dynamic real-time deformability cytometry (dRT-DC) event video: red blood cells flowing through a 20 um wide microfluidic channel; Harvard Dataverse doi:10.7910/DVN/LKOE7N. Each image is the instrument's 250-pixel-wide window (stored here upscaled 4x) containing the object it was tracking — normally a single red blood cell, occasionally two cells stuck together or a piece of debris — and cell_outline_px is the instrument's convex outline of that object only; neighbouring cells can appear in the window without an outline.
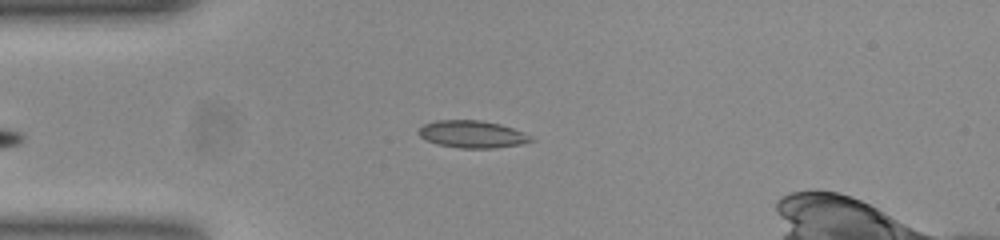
{"species": "common noctule bat (a hibernating species)", "species_latin": "Nyctalus noctula", "temperature_condition": "room temperature", "stored_images_in_passage": 31, "camera_frame_rate_fps": 3000, "um_per_image_px": 0.085, "animal": {"sex": "female", "body_mass_g": 23.0, "forearm_length_mm": 53.4}, "frame": {"image": 1, "passage_image": 2, "time_ms": 0.333, "image_size_px": [1000, 240], "cell_outline_px": [[536, 140], [524, 144], [496, 148], [460, 148], [440, 144], [428, 140], [420, 136], [416, 132], [424, 124], [436, 120], [480, 120], [500, 124], [524, 132], [532, 136]], "centroid_in_image_um": [40.2, 11.41], "position_along_channel_um": 44.8, "area_um2": 17.92}}
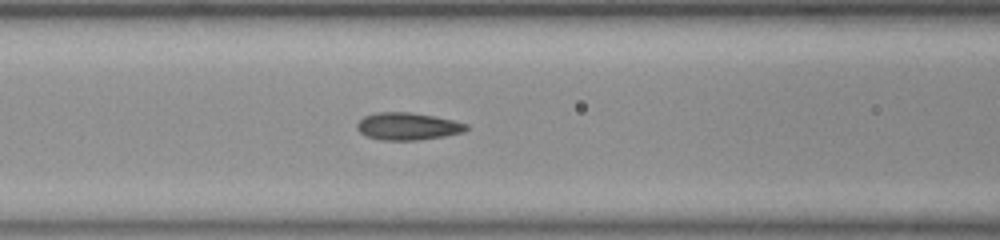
{"frame": {"image": 2, "passage_image": 10, "time_ms": 3.0, "image_size_px": [1000, 240], "cell_outline_px": [[468, 128], [460, 132], [440, 136], [412, 140], [388, 140], [368, 136], [360, 132], [356, 124], [364, 116], [376, 112], [412, 112], [436, 116], [468, 124]], "centroid_in_image_um": [34.63, 10.71], "position_along_channel_um": 132.0, "area_um2": 16.99}}
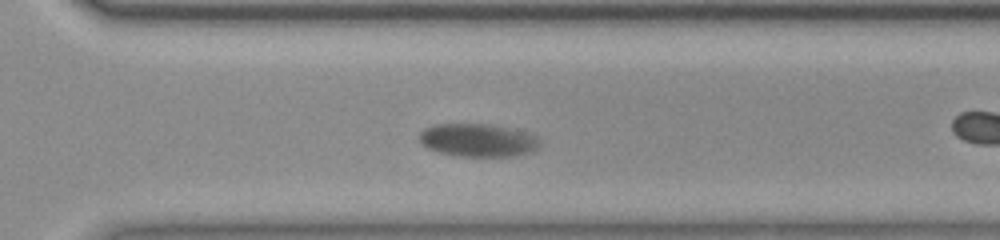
{"frame": {"image": 3, "passage_image": 22, "time_ms": 7.0, "image_size_px": [1000, 240], "cell_outline_px": [[536, 144], [532, 148], [524, 152], [504, 156], [460, 156], [440, 152], [428, 148], [420, 140], [420, 132], [424, 128], [436, 124], [484, 124], [532, 136], [536, 140]], "centroid_in_image_um": [40.4, 11.91], "position_along_channel_um": 330.2, "area_um2": 21.56}, "authors_computed_cell_mechanics": {"area_um2": 17.918, "velocity_mm_per_s": 3.8525, "shape_relaxation_time_tau1_ms": 1.3426, "shape_relaxation_time_tau2_ms": null, "deformation_change_tau1": 0.0692, "deformation_change_tau2": null}}